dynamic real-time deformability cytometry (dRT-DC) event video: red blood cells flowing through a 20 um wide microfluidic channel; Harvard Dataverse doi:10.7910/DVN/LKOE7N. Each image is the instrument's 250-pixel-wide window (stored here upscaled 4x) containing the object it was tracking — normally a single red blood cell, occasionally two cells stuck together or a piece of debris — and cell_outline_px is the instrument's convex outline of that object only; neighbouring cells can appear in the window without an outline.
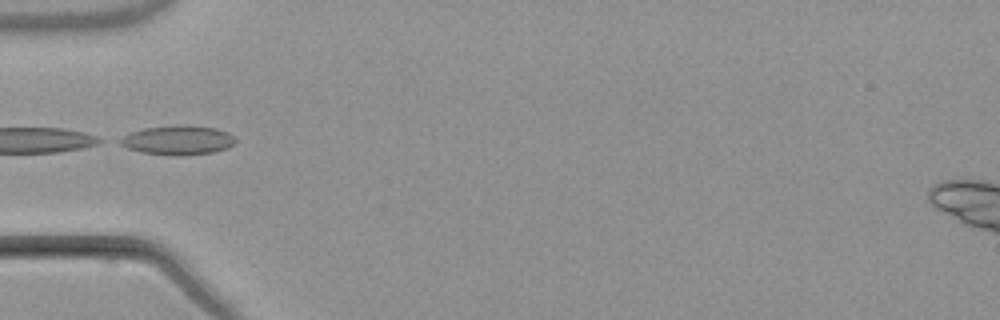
{"species": "common noctule bat (a hibernating species)", "species_latin": "Nyctalus noctula", "temperature_condition": "warm", "stored_images_in_passage": 7, "segment_of_instrument_passage": [2, 2], "camera_frame_rate_fps": 3000, "um_per_image_px": 0.085, "animal": {"sex": "male", "body_mass_g": 21.5, "forearm_length_mm": 52.0}, "frame": {"image": 1, "passage_image": 6, "time_ms": 6.0, "image_size_px": [1000, 320], "cell_outline_px": [[236, 140], [228, 148], [212, 152], [140, 152], [128, 148], [120, 144], [116, 140], [132, 132], [144, 128], [176, 124], [184, 124], [216, 128], [228, 132], [236, 136]], "centroid_in_image_um": [15.13, 11.83], "position_along_channel_um": 69.9, "area_um2": 18.84}}
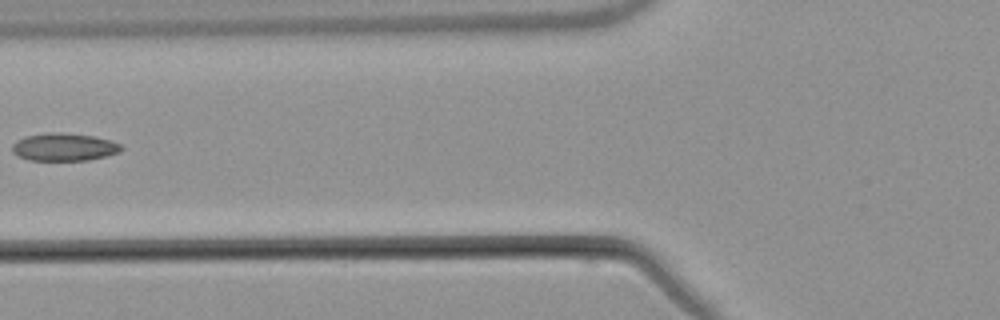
{"frame": {"image": 2, "passage_image": 7, "time_ms": 7.333, "image_size_px": [1000, 320], "cell_outline_px": [[124, 148], [120, 152], [88, 160], [28, 160], [16, 156], [12, 152], [12, 144], [16, 140], [28, 136], [48, 132], [60, 132], [92, 136], [112, 140], [120, 144]], "centroid_in_image_um": [5.43, 12.5], "position_along_channel_um": 120.4, "area_um2": 17.69}}